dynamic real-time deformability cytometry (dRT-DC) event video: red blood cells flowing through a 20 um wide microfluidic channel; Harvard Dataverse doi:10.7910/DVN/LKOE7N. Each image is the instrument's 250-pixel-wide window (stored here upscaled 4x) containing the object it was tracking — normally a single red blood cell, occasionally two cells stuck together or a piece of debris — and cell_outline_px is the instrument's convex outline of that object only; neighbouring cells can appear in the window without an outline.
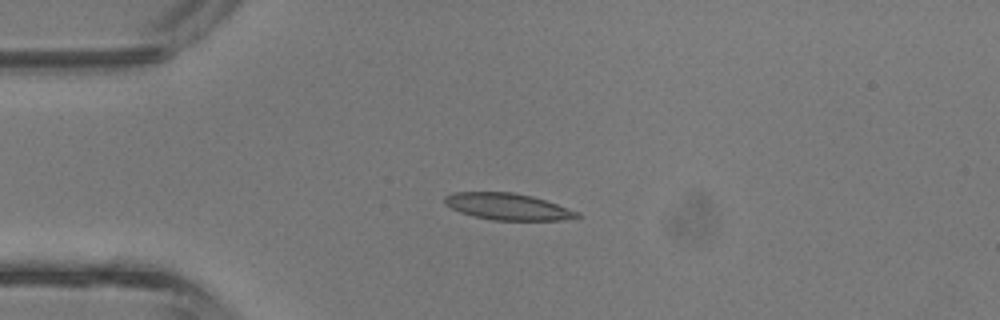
{"species": "common noctule bat (a hibernating species)", "species_latin": "Nyctalus noctula", "temperature_condition": "room temperature", "stored_images_in_passage": 4, "camera_frame_rate_fps": 3000, "um_per_image_px": 0.085, "animal": {"sex": "male", "body_mass_g": 13.3}, "frame": {"image": 1, "passage_image": 3, "time_ms": 0.667, "image_size_px": [1000, 320], "cell_outline_px": [[580, 216], [576, 220], [492, 220], [472, 216], [460, 212], [444, 204], [444, 196], [452, 192], [512, 192], [532, 196], [580, 212]], "centroid_in_image_um": [43.16, 17.57], "position_along_channel_um": 41.8, "area_um2": 20.69}}